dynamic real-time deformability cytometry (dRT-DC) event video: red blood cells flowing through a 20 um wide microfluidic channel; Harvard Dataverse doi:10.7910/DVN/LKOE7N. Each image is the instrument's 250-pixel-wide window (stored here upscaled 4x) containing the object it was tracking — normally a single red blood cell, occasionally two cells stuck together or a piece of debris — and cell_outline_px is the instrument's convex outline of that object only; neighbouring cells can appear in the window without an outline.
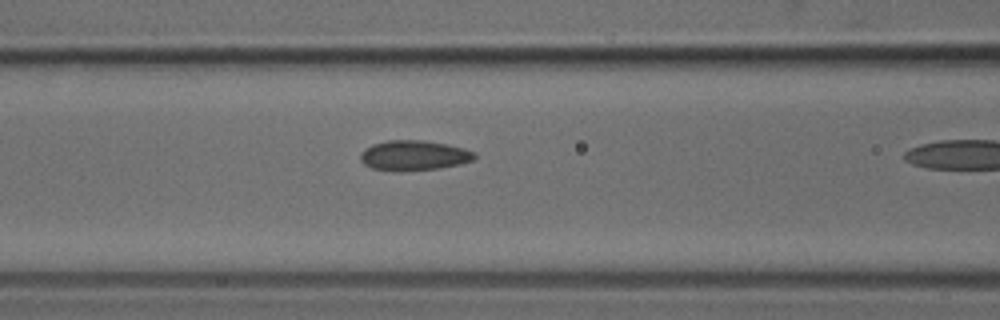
{"species": "common noctule bat (a hibernating species)", "species_latin": "Nyctalus noctula", "temperature_condition": "cold", "stored_images_in_passage": 4, "camera_frame_rate_fps": 3000, "um_per_image_px": 0.085, "animal": {"sex": "male", "body_mass_g": 18.8}, "frame": {"image": 1, "passage_image": 3, "time_ms": 0.667, "image_size_px": [1000, 320], "cell_outline_px": [[476, 156], [472, 160], [460, 164], [440, 168], [392, 172], [372, 168], [364, 164], [360, 160], [360, 156], [364, 148], [372, 144], [388, 140], [424, 140], [448, 144], [464, 148], [476, 152]], "centroid_in_image_um": [35.17, 13.21], "position_along_channel_um": 131.4, "area_um2": 20.23}}